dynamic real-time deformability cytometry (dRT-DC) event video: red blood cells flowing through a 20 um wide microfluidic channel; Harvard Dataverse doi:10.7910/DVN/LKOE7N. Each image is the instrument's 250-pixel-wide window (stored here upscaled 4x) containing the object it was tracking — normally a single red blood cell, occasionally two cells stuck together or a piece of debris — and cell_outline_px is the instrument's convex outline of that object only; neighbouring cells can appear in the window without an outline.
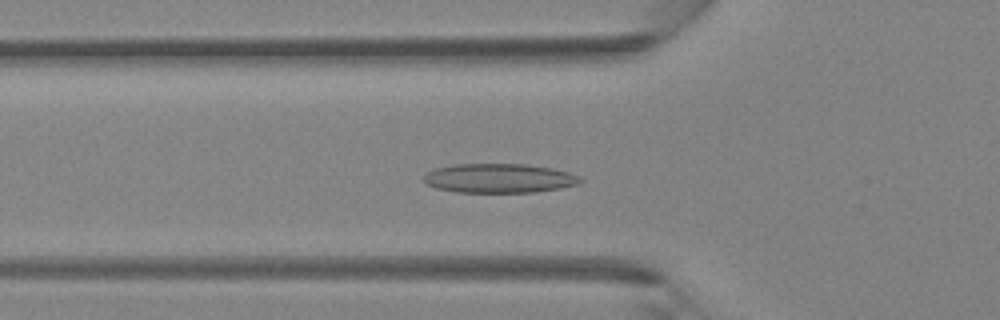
{"species": "Egyptian fruit bat (a non-hibernating species)", "species_latin": "Rousettus aegyptiacus", "temperature_condition": "room temperature", "stored_images_in_passage": 38, "camera_frame_rate_fps": 3000, "um_per_image_px": 0.085, "animal": {"sex": "female"}, "frame": {"image": 1, "passage_image": 9, "time_ms": 2.667, "image_size_px": [1000, 320], "cell_outline_px": [[584, 180], [580, 184], [560, 188], [536, 192], [456, 192], [436, 188], [424, 184], [420, 180], [428, 172], [436, 168], [452, 164], [524, 164], [552, 168], [568, 172], [580, 176]], "centroid_in_image_um": [42.41, 15.15], "position_along_channel_um": 83.4, "area_um2": 26.93}}
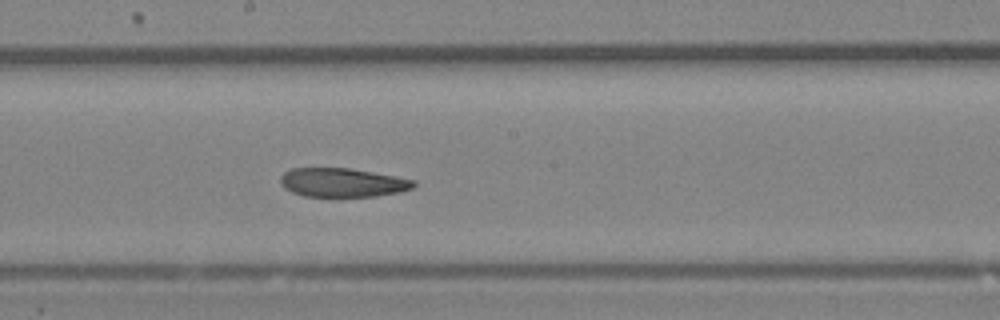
{"frame": {"image": 2, "passage_image": 18, "time_ms": 5.667, "image_size_px": [1000, 320], "cell_outline_px": [[416, 184], [412, 188], [400, 192], [376, 196], [304, 196], [292, 192], [284, 188], [280, 184], [280, 176], [284, 172], [292, 168], [348, 168], [396, 176], [416, 180]], "centroid_in_image_um": [29.1, 15.51], "position_along_channel_um": 219.1, "area_um2": 22.43}}
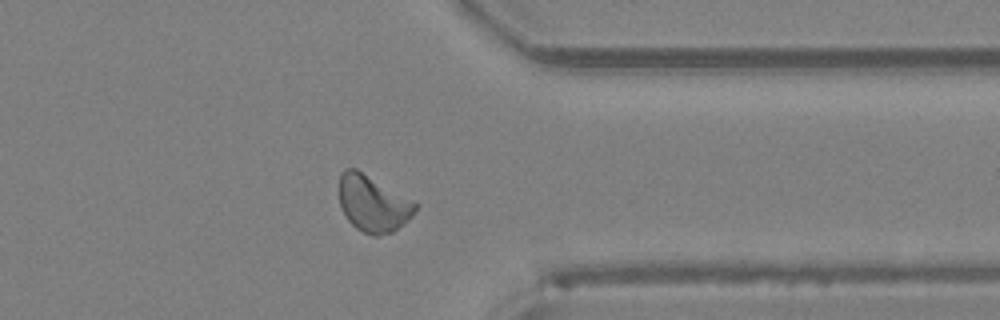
{"frame": {"image": 3, "passage_image": 29, "time_ms": 9.333, "image_size_px": [1000, 320], "cell_outline_px": [[420, 204], [412, 216], [408, 220], [392, 232], [380, 236], [372, 236], [356, 228], [348, 220], [340, 204], [340, 172], [344, 168], [356, 168]], "centroid_in_image_um": [31.72, 17.3], "position_along_channel_um": 379.7, "area_um2": 25.03}}